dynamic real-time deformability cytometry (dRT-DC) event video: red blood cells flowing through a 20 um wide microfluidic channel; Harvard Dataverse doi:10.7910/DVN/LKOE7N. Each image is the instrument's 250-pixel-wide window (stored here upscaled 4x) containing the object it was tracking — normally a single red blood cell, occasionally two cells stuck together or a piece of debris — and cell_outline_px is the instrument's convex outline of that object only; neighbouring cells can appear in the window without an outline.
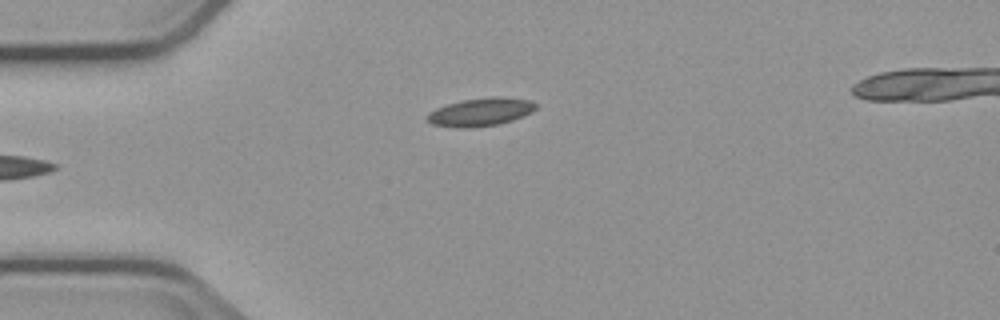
{"species": "common noctule bat (a hibernating species)", "species_latin": "Nyctalus noctula", "temperature_condition": "cold", "stored_images_in_passage": 5, "camera_frame_rate_fps": 3000, "um_per_image_px": 0.085, "animal": {"sex": "male", "body_mass_g": 23.1, "forearm_length_mm": 52.7}, "frame": {"image": 1, "passage_image": 5, "time_ms": 5.0, "image_size_px": [1000, 320], "cell_outline_px": [[536, 108], [532, 112], [512, 120], [500, 124], [472, 128], [456, 128], [432, 124], [424, 116], [428, 112], [436, 108], [460, 100], [492, 96], [500, 96], [528, 100], [536, 104]], "centroid_in_image_um": [40.81, 9.52], "position_along_channel_um": 44.2, "area_um2": 17.98}}